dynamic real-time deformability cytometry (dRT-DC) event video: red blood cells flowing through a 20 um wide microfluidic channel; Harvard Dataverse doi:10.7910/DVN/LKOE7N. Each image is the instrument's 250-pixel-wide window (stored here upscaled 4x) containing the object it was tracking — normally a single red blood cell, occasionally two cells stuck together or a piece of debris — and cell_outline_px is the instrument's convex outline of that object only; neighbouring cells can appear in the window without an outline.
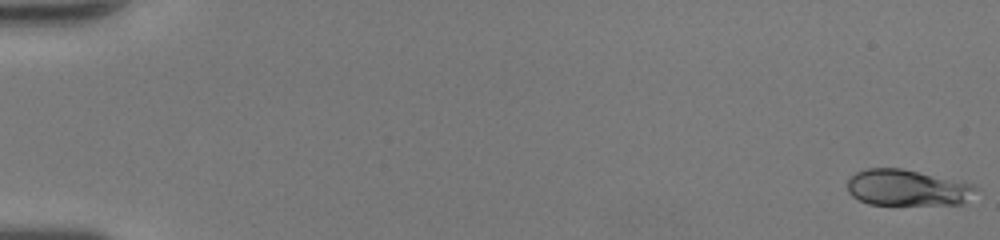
{"species": "human", "species_latin": "Homo sapiens", "temperature_condition": "room temperature", "stored_images_in_passage": 50, "camera_frame_rate_fps": 3000, "um_per_image_px": 0.085, "donor": {"sex": "female"}, "frame": {"image": 1, "passage_image": 1, "time_ms": 0.0, "image_size_px": [1000, 240], "cell_outline_px": [[980, 188], [964, 204], [868, 204], [852, 196], [848, 192], [848, 180], [856, 172], [864, 168], [900, 168], [964, 180]], "centroid_in_image_um": [77.18, 15.94], "position_along_channel_um": 7.8, "area_um2": 27.46}}
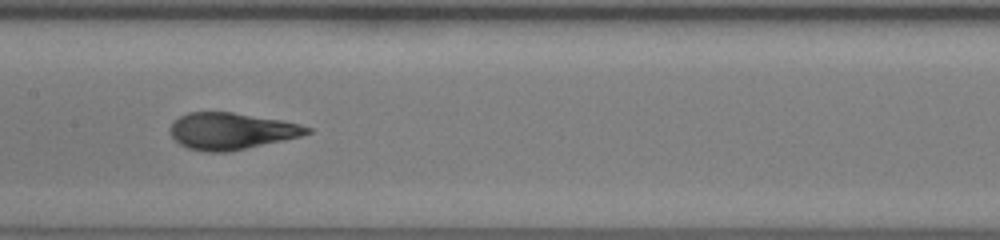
{"frame": {"image": 2, "passage_image": 27, "time_ms": 8.667, "image_size_px": [1000, 240], "cell_outline_px": [[312, 132], [300, 136], [228, 152], [204, 152], [188, 148], [180, 144], [168, 132], [168, 128], [172, 120], [188, 112], [232, 112], [280, 120], [300, 124], [312, 128]], "centroid_in_image_um": [19.6, 11.13], "position_along_channel_um": 187.8, "area_um2": 29.25}}
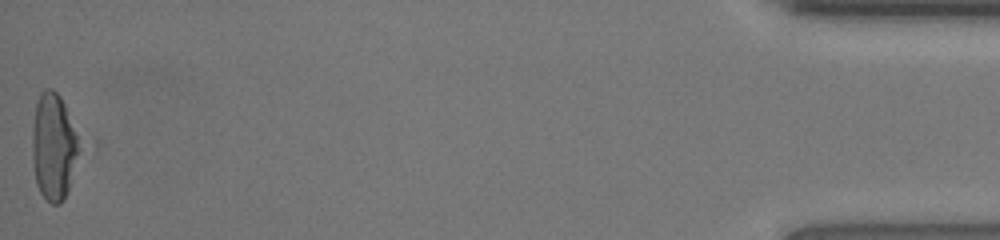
{"frame": {"image": 3, "passage_image": 50, "time_ms": 16.333, "image_size_px": [1000, 240], "cell_outline_px": [[84, 140], [64, 200], [60, 204], [52, 204], [40, 192], [36, 184], [32, 160], [32, 124], [36, 100], [40, 92], [44, 88], [52, 88], [60, 96]], "centroid_in_image_um": [4.59, 12.4], "position_along_channel_um": 430.6, "area_um2": 30.29}, "authors_computed_cell_mechanics": {"area_um2": 28.8133, "velocity_mm_per_s": 4.3479, "shape_relaxation_time_tau1_ms": 3.7741, "shape_relaxation_time_tau2_ms": 0.6546, "deformation_change_tau1": 0.191, "deformation_change_tau2": 0.0547}}